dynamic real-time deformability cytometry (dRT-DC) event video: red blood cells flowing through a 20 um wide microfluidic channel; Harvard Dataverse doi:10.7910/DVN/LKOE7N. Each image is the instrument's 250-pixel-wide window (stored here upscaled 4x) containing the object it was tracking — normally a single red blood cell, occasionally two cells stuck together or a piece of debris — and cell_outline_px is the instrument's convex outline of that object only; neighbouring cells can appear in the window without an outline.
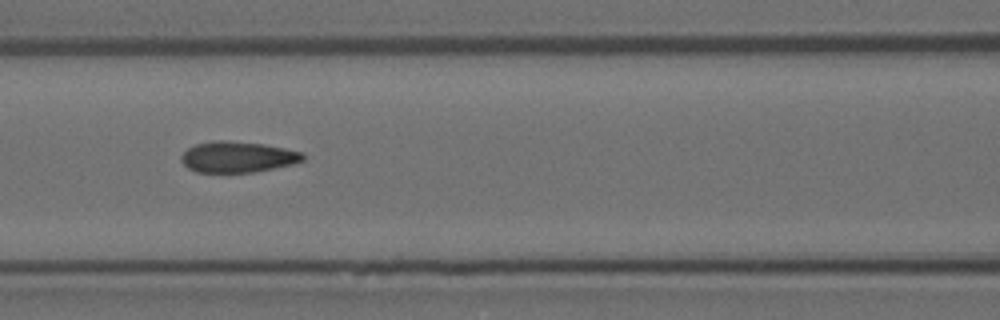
{"species": "Egyptian fruit bat (a non-hibernating species)", "species_latin": "Rousettus aegyptiacus", "temperature_condition": "room temperature", "stored_images_in_passage": 15, "camera_frame_rate_fps": 3000, "um_per_image_px": 0.085, "animal": {"sex": "female"}, "frame": {"image": 1, "passage_image": 7, "time_ms": 2.0, "image_size_px": [1000, 320], "cell_outline_px": [[304, 160], [292, 164], [252, 172], [196, 172], [188, 168], [180, 160], [180, 156], [188, 148], [196, 144], [212, 140], [224, 140], [264, 144], [304, 152]], "centroid_in_image_um": [20.18, 13.33], "position_along_channel_um": 146.4, "area_um2": 21.91}}
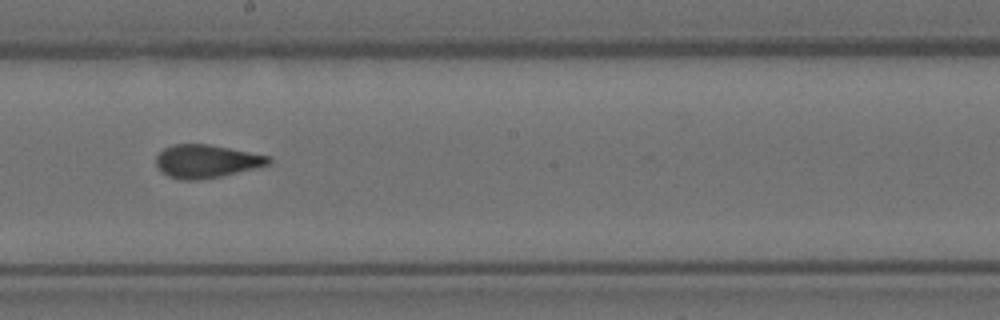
{"frame": {"image": 2, "passage_image": 9, "time_ms": 2.667, "image_size_px": [1000, 320], "cell_outline_px": [[272, 164], [256, 168], [220, 176], [196, 180], [180, 180], [168, 176], [156, 164], [156, 156], [164, 148], [172, 144], [208, 144], [272, 156]], "centroid_in_image_um": [17.59, 13.7], "position_along_channel_um": 230.6, "area_um2": 21.73}}
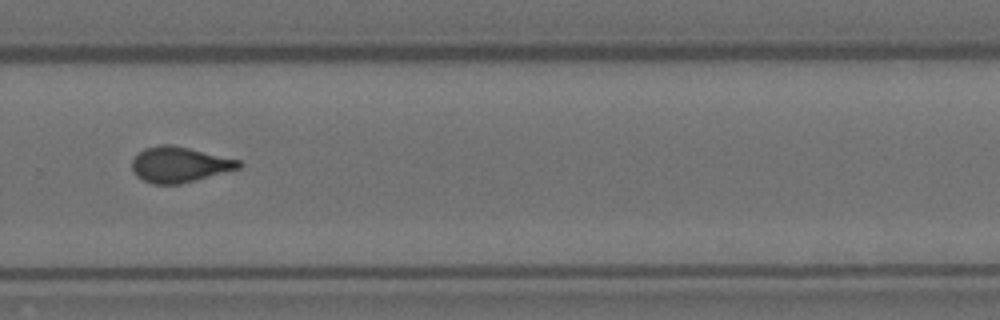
{"frame": {"image": 3, "passage_image": 11, "time_ms": 3.333, "image_size_px": [1000, 320], "cell_outline_px": [[244, 164], [240, 168], [196, 180], [180, 184], [152, 184], [136, 176], [132, 168], [132, 160], [144, 148], [160, 144], [168, 144], [188, 148], [240, 160]], "centroid_in_image_um": [15.25, 13.99], "position_along_channel_um": 314.5, "area_um2": 21.96}}